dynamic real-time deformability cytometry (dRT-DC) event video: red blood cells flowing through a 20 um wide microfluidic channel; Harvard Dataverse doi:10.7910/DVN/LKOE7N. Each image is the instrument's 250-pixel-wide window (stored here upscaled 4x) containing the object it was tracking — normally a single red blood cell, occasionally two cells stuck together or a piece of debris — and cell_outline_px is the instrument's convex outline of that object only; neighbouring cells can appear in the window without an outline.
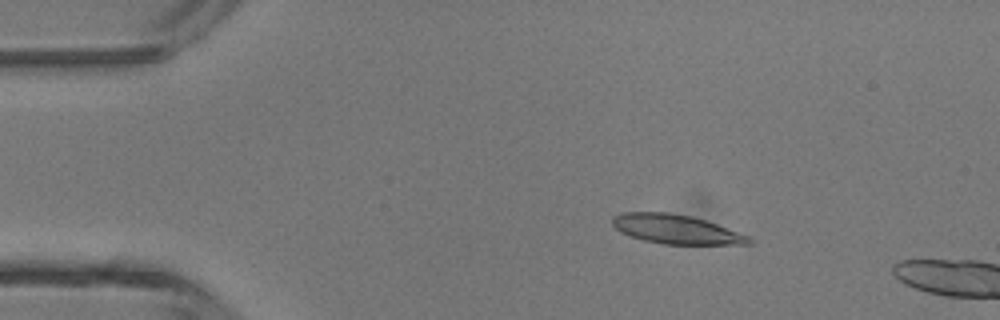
{"species": "common noctule bat (a hibernating species)", "species_latin": "Nyctalus noctula", "temperature_condition": "room temperature", "stored_images_in_passage": 3, "camera_frame_rate_fps": 3000, "um_per_image_px": 0.085, "animal": {"sex": "male", "body_mass_g": 13.3}, "frame": {"image": 1, "passage_image": 2, "time_ms": 0.333, "image_size_px": [1000, 320], "cell_outline_px": [[752, 244], [660, 244], [644, 240], [620, 232], [612, 224], [612, 216], [624, 212], [668, 212], [692, 216], [716, 224], [748, 236], [752, 240]], "centroid_in_image_um": [57.42, 19.48], "position_along_channel_um": 27.6, "area_um2": 23.0}}